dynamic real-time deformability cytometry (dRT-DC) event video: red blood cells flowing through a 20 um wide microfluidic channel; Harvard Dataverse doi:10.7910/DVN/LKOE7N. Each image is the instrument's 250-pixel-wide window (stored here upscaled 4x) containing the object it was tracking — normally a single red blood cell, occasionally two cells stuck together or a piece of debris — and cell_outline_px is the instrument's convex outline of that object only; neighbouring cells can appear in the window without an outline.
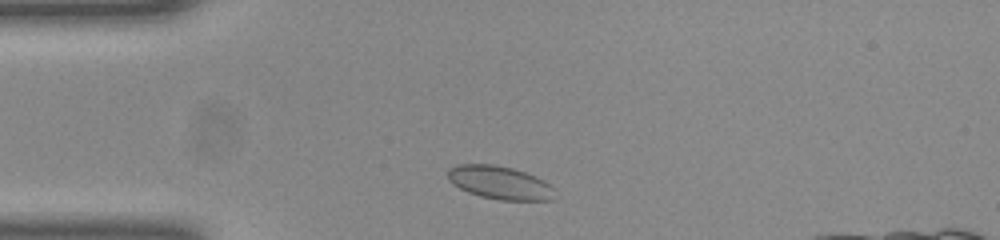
{"species": "common noctule bat (a hibernating species)", "species_latin": "Nyctalus noctula", "temperature_condition": "room temperature", "stored_images_in_passage": 31, "camera_frame_rate_fps": 3000, "um_per_image_px": 0.085, "animal": {"sex": "female", "body_mass_g": 23.0, "forearm_length_mm": 53.4}, "frame": {"image": 1, "passage_image": 1, "time_ms": 0.0, "image_size_px": [1000, 240], "cell_outline_px": [[552, 200], [500, 200], [480, 196], [468, 192], [452, 184], [448, 180], [448, 168], [456, 164], [492, 164], [512, 168], [536, 176], [544, 180], [552, 188]], "centroid_in_image_um": [42.42, 15.51], "position_along_channel_um": 42.6, "area_um2": 20.58}}
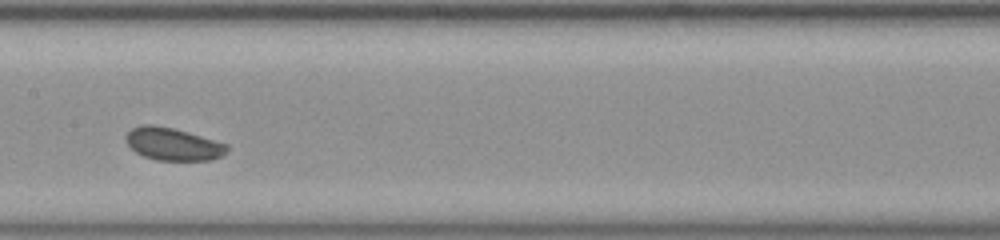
{"frame": {"image": 2, "passage_image": 14, "time_ms": 4.333, "image_size_px": [1000, 240], "cell_outline_px": [[228, 152], [212, 160], [156, 160], [144, 156], [136, 152], [124, 140], [124, 136], [132, 128], [144, 124], [152, 124], [172, 128], [188, 132], [228, 144]], "centroid_in_image_um": [14.7, 12.24], "position_along_channel_um": 192.7, "area_um2": 19.19}}
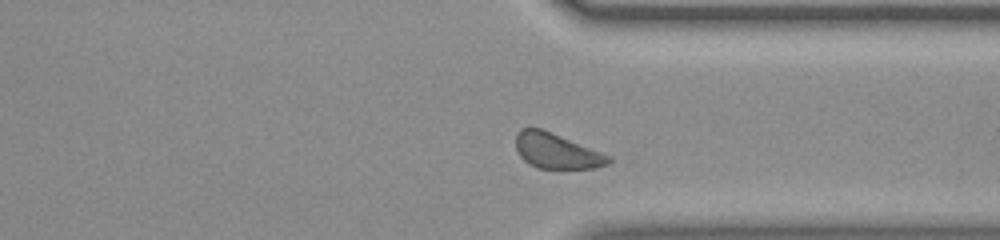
{"frame": {"image": 3, "passage_image": 27, "time_ms": 8.667, "image_size_px": [1000, 240], "cell_outline_px": [[612, 160], [608, 164], [596, 168], [536, 168], [528, 164], [520, 156], [516, 148], [516, 132], [520, 128], [540, 128], [612, 156]], "centroid_in_image_um": [47.3, 12.84], "position_along_channel_um": 364.1, "area_um2": 19.02}, "authors_computed_cell_mechanics": {"area_um2": 19.4208, "velocity_mm_per_s": 3.962, "shape_relaxation_time_tau1_ms": null, "shape_relaxation_time_tau2_ms": 4.8448, "deformation_change_tau1": null, "deformation_change_tau2": 0.0877}}